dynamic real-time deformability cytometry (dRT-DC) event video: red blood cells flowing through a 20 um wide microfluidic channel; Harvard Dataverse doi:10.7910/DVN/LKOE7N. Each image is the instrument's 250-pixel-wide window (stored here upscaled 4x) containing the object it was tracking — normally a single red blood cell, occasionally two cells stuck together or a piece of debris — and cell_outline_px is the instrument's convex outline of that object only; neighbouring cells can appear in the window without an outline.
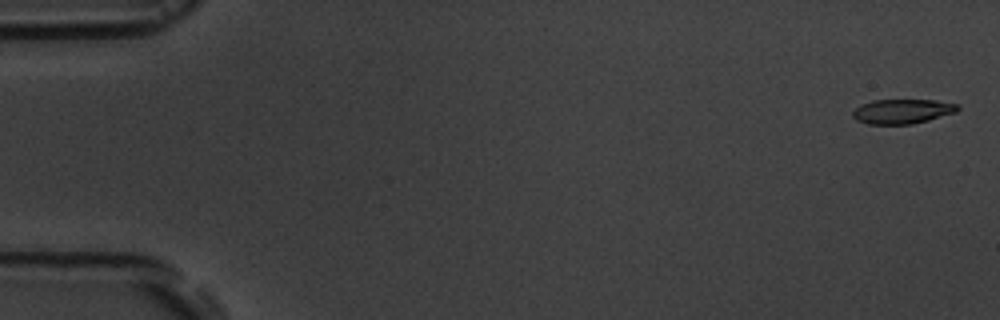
{"species": "common noctule bat (a hibernating species)", "species_latin": "Nyctalus noctula", "temperature_condition": "room temperature", "stored_images_in_passage": 8, "camera_frame_rate_fps": 3000, "um_per_image_px": 0.085, "animal": {"sex": "male", "body_mass_g": 19.5, "forearm_length_mm": 54.6}, "frame": {"image": 1, "passage_image": 1, "time_ms": 0.0, "image_size_px": [1000, 320], "cell_outline_px": [[960, 108], [956, 112], [928, 120], [912, 124], [868, 124], [856, 120], [852, 116], [852, 112], [856, 108], [872, 100], [936, 100], [960, 104]], "centroid_in_image_um": [76.73, 9.46], "position_along_channel_um": 8.3, "area_um2": 15.03}}
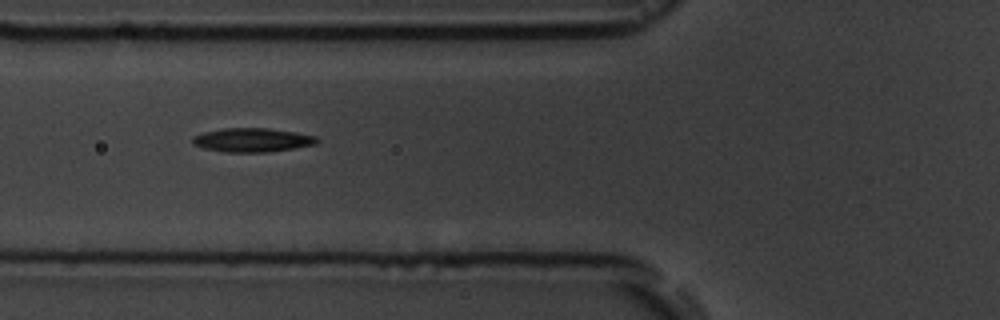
{"frame": {"image": 2, "passage_image": 7, "time_ms": 6.667, "image_size_px": [1000, 320], "cell_outline_px": [[320, 140], [316, 144], [296, 148], [268, 152], [224, 152], [204, 148], [192, 144], [192, 136], [204, 132], [224, 128], [268, 128], [296, 132], [316, 136]], "centroid_in_image_um": [21.46, 11.9], "position_along_channel_um": 104.3, "area_um2": 17.46}}
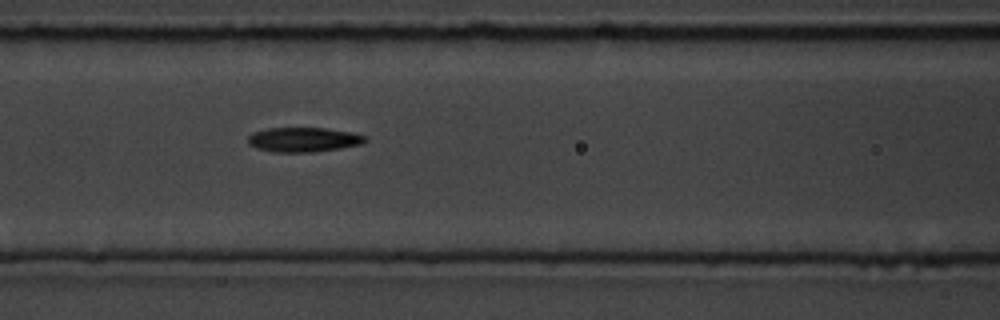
{"frame": {"image": 3, "passage_image": 8, "time_ms": 7.667, "image_size_px": [1000, 320], "cell_outline_px": [[368, 140], [364, 144], [340, 148], [312, 152], [272, 152], [256, 148], [248, 144], [248, 136], [252, 132], [268, 128], [324, 128], [352, 132], [368, 136]], "centroid_in_image_um": [25.82, 11.87], "position_along_channel_um": 140.8, "area_um2": 16.99}}